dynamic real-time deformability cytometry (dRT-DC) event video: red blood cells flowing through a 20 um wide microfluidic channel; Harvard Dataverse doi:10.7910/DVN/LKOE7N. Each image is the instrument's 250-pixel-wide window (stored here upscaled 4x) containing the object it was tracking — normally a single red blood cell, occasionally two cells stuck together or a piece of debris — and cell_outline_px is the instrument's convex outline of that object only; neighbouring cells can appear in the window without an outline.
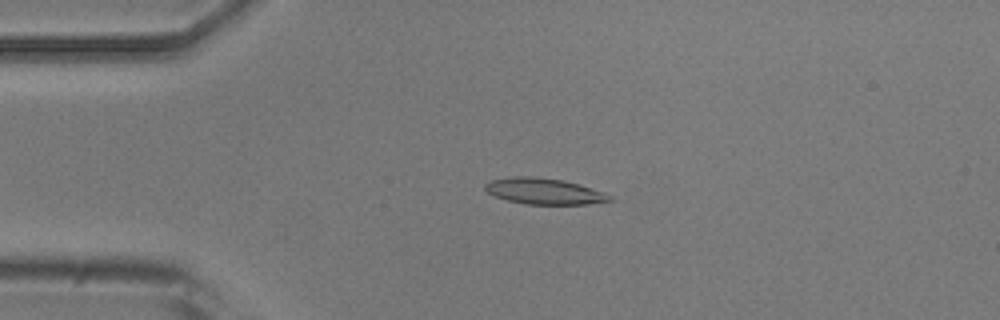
{"species": "common noctule bat (a hibernating species)", "species_latin": "Nyctalus noctula", "temperature_condition": "room temperature", "stored_images_in_passage": 6, "camera_frame_rate_fps": 3000, "um_per_image_px": 0.085, "animal": {"sex": "male", "body_mass_g": 20.5, "forearm_length_mm": 52.5}, "frame": {"image": 1, "passage_image": 4, "time_ms": 3.333, "image_size_px": [1000, 320], "cell_outline_px": [[612, 200], [588, 204], [524, 204], [508, 200], [496, 196], [488, 192], [484, 188], [484, 184], [488, 180], [512, 176], [536, 176], [564, 180], [580, 184], [604, 192], [612, 196]], "centroid_in_image_um": [46.23, 16.24], "position_along_channel_um": 38.8, "area_um2": 19.07}}
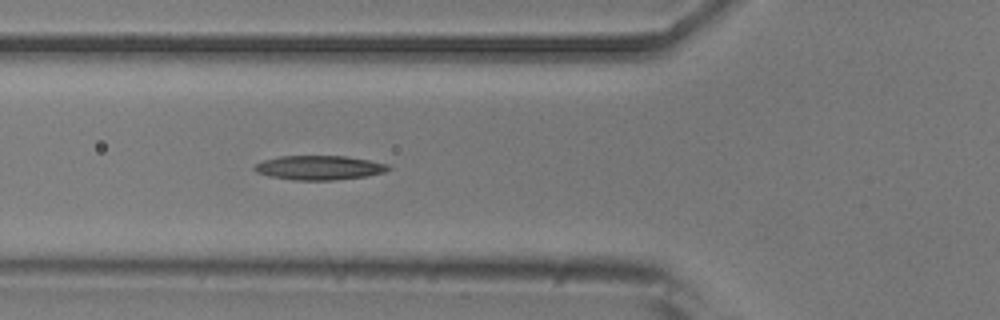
{"frame": {"image": 2, "passage_image": 6, "time_ms": 5.667, "image_size_px": [1000, 320], "cell_outline_px": [[392, 168], [384, 172], [364, 176], [332, 180], [292, 180], [268, 176], [256, 172], [252, 168], [256, 164], [264, 160], [280, 156], [348, 156], [388, 164]], "centroid_in_image_um": [27.11, 14.25], "position_along_channel_um": 98.7, "area_um2": 18.9}}